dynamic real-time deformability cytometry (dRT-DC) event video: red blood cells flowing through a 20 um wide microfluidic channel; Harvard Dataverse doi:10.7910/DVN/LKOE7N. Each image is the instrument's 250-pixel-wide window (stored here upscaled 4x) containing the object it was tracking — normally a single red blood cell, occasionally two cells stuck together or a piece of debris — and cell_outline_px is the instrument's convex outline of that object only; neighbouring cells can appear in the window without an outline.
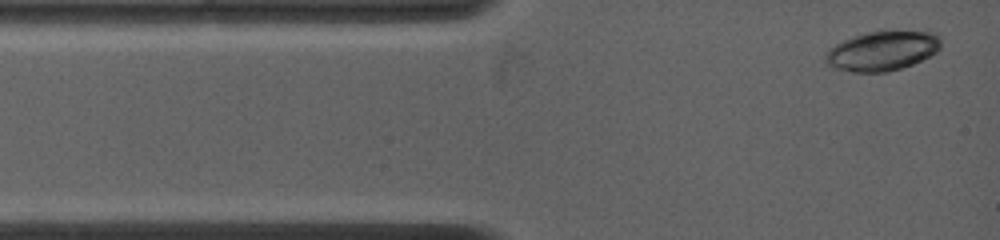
{"species": "common noctule bat (a hibernating species)", "species_latin": "Nyctalus noctula", "temperature_condition": "warm", "stored_images_in_passage": 21, "camera_frame_rate_fps": 4500, "um_per_image_px": 0.085, "animal": {"sex": "female", "body_mass_g": 19.0, "forearm_length_mm": 53.3}, "frame": {"image": 1, "passage_image": 1, "time_ms": 0.0, "image_size_px": [1000, 240], "cell_outline_px": [[940, 48], [936, 52], [912, 64], [888, 72], [852, 72], [832, 68], [824, 60], [824, 56], [828, 48], [852, 36], [868, 32], [928, 28], [940, 32]], "centroid_in_image_um": [75.05, 4.27], "position_along_channel_um": 9.9, "area_um2": 27.51}}
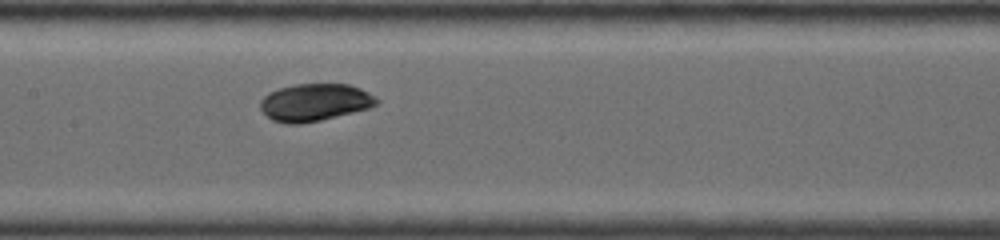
{"frame": {"image": 2, "passage_image": 13, "time_ms": 5.556, "image_size_px": [1000, 240], "cell_outline_px": [[380, 100], [372, 108], [320, 120], [300, 124], [284, 124], [272, 120], [260, 108], [260, 100], [268, 92], [292, 84], [348, 84], [360, 88], [376, 96]], "centroid_in_image_um": [26.77, 8.7], "position_along_channel_um": 180.6, "area_um2": 25.55}}
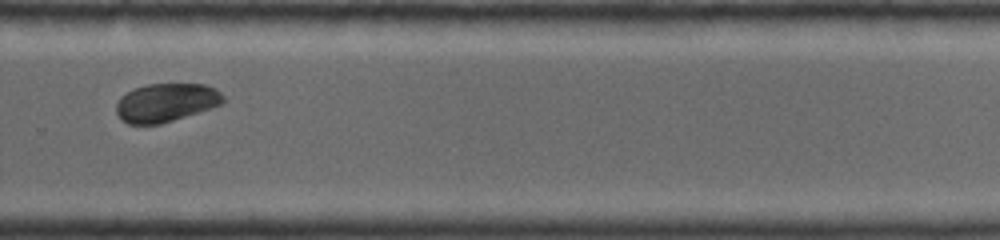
{"frame": {"image": 3, "passage_image": 21, "time_ms": 9.111, "image_size_px": [1000, 240], "cell_outline_px": [[224, 104], [212, 108], [160, 124], [128, 124], [116, 112], [116, 104], [120, 96], [132, 88], [148, 84], [208, 84], [216, 88], [224, 96]], "centroid_in_image_um": [14.14, 8.7], "position_along_channel_um": 315.7, "area_um2": 24.16}}